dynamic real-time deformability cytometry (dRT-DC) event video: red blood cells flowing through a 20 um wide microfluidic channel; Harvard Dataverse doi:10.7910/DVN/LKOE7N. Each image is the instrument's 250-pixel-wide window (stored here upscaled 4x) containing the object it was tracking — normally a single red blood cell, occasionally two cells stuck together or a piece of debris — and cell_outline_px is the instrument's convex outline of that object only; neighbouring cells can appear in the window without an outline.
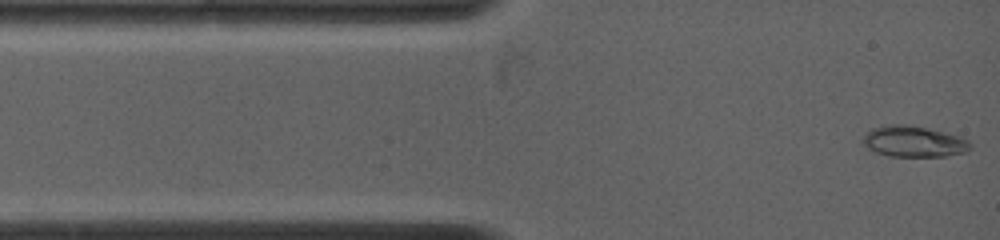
{"species": "common noctule bat (a hibernating species)", "species_latin": "Nyctalus noctula", "temperature_condition": "warm", "stored_images_in_passage": 47, "camera_frame_rate_fps": 4500, "um_per_image_px": 0.085, "animal": {"sex": "female", "body_mass_g": 19.0, "forearm_length_mm": 53.3}, "frame": {"image": 1, "passage_image": 1, "time_ms": 0.0, "image_size_px": [1000, 240], "cell_outline_px": [[972, 148], [968, 152], [948, 156], [888, 156], [876, 152], [868, 148], [860, 140], [872, 128], [888, 124], [908, 124], [928, 128], [960, 136], [968, 140], [972, 144]], "centroid_in_image_um": [77.7, 12.02], "position_along_channel_um": 7.3, "area_um2": 19.65}}
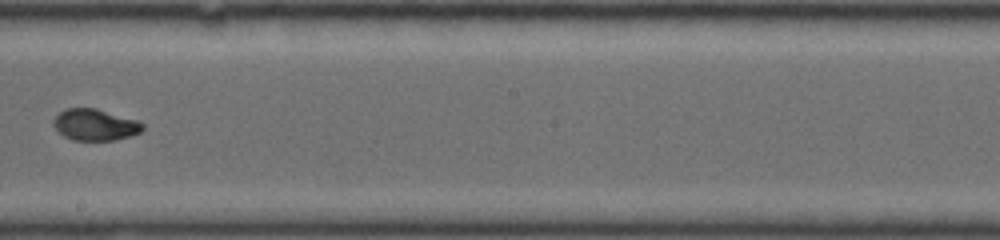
{"frame": {"image": 2, "passage_image": 29, "time_ms": 7.111, "image_size_px": [1000, 240], "cell_outline_px": [[144, 128], [140, 132], [132, 136], [112, 140], [72, 140], [64, 136], [52, 124], [52, 120], [60, 112], [68, 108], [96, 108], [140, 120], [144, 124]], "centroid_in_image_um": [8.12, 10.6], "position_along_channel_um": 240.1, "area_um2": 16.47}}
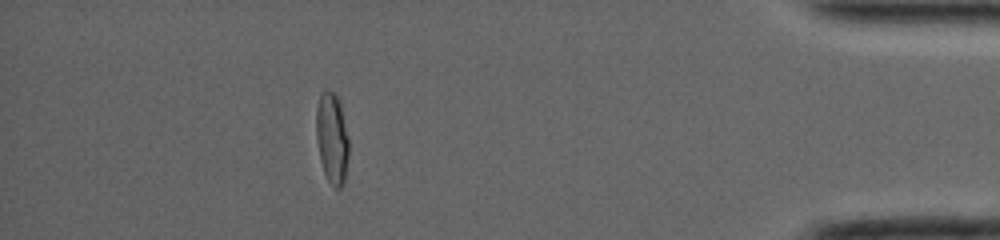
{"frame": {"image": 3, "passage_image": 47, "time_ms": 12.889, "image_size_px": [1000, 240], "cell_outline_px": [[348, 156], [344, 180], [340, 188], [336, 188], [328, 180], [324, 172], [320, 160], [316, 136], [316, 108], [320, 96], [324, 92], [332, 92], [336, 96], [340, 104], [348, 140]], "centroid_in_image_um": [28.2, 11.77], "position_along_channel_um": 407.0, "area_um2": 16.76}}